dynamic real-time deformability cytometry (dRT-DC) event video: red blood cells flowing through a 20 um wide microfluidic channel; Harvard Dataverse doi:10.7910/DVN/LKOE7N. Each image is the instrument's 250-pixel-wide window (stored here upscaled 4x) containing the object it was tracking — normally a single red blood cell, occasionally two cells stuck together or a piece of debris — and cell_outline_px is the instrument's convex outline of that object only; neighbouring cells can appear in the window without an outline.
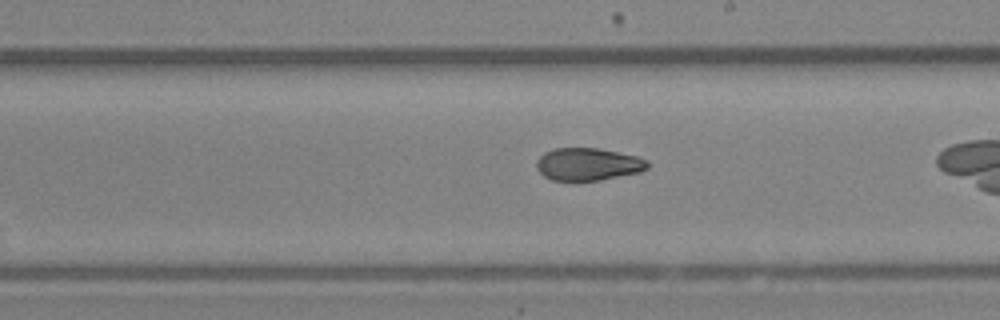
{"species": "Egyptian fruit bat (a non-hibernating species)", "species_latin": "Rousettus aegyptiacus", "temperature_condition": "room temperature", "stored_images_in_passage": 32, "camera_frame_rate_fps": 3000, "um_per_image_px": 0.085, "animal": {"sex": "female"}, "frame": {"image": 1, "passage_image": 23, "time_ms": 7.333, "image_size_px": [1000, 320], "cell_outline_px": [[648, 168], [640, 172], [600, 180], [552, 180], [544, 176], [536, 168], [536, 160], [544, 152], [556, 148], [596, 148], [636, 156], [648, 160]], "centroid_in_image_um": [49.96, 13.96], "position_along_channel_um": 239.0, "area_um2": 20.92}}